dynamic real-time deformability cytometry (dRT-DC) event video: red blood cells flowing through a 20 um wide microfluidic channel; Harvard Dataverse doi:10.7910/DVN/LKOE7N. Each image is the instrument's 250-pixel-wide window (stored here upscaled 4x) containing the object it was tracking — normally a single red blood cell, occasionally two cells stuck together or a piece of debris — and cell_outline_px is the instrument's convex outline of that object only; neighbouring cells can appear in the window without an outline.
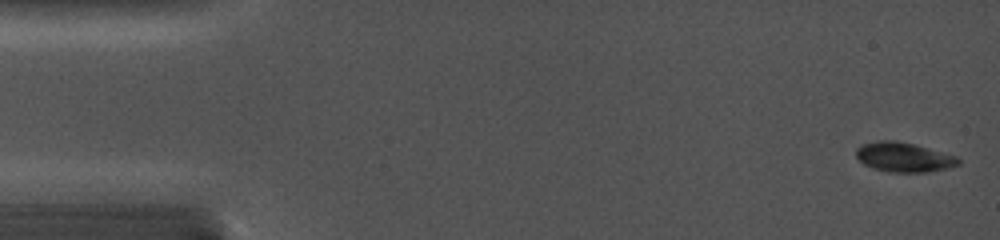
{"species": "common noctule bat (a hibernating species)", "species_latin": "Nyctalus noctula", "temperature_condition": "cold", "stored_images_in_passage": 21, "segment_of_instrument_passage": [1, 2], "camera_frame_rate_fps": 5000, "um_per_image_px": 0.085, "animal": {"sex": "female", "body_mass_g": 19.0, "forearm_length_mm": 56.7}, "frame": {"image": 1, "passage_image": 1, "time_ms": 0.0, "image_size_px": [1000, 240], "cell_outline_px": [[960, 164], [948, 168], [928, 172], [888, 172], [864, 164], [856, 156], [856, 148], [860, 144], [876, 140], [896, 140], [912, 144], [956, 156], [960, 160]], "centroid_in_image_um": [76.8, 13.35], "position_along_channel_um": 8.2, "area_um2": 17.51}}
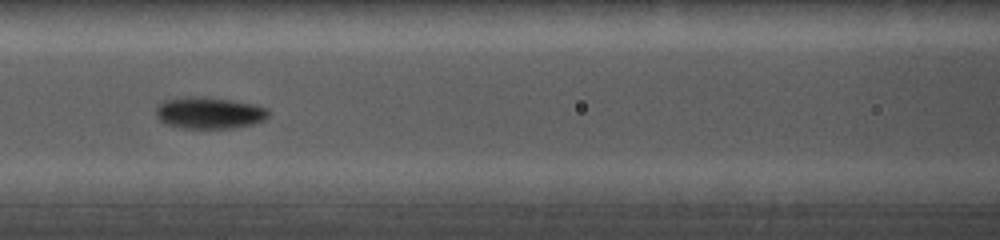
{"frame": {"image": 2, "passage_image": 8, "time_ms": 6.8, "image_size_px": [1000, 240], "cell_outline_px": [[268, 116], [264, 120], [252, 124], [232, 128], [184, 128], [164, 124], [156, 116], [156, 108], [160, 100], [184, 96], [200, 96], [232, 100], [256, 104], [268, 108]], "centroid_in_image_um": [17.75, 9.58], "position_along_channel_um": 148.9, "area_um2": 21.1}}
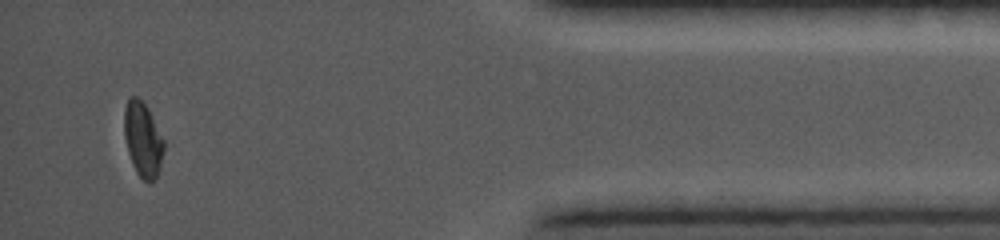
{"frame": {"image": 3, "passage_image": 19, "time_ms": 14.6, "image_size_px": [1000, 240], "cell_outline_px": [[164, 148], [160, 168], [156, 176], [148, 184], [136, 172], [132, 164], [128, 152], [124, 136], [124, 108], [128, 96], [136, 96], [144, 104], [164, 140]], "centroid_in_image_um": [12.12, 11.86], "position_along_channel_um": 423.1, "area_um2": 17.05}}